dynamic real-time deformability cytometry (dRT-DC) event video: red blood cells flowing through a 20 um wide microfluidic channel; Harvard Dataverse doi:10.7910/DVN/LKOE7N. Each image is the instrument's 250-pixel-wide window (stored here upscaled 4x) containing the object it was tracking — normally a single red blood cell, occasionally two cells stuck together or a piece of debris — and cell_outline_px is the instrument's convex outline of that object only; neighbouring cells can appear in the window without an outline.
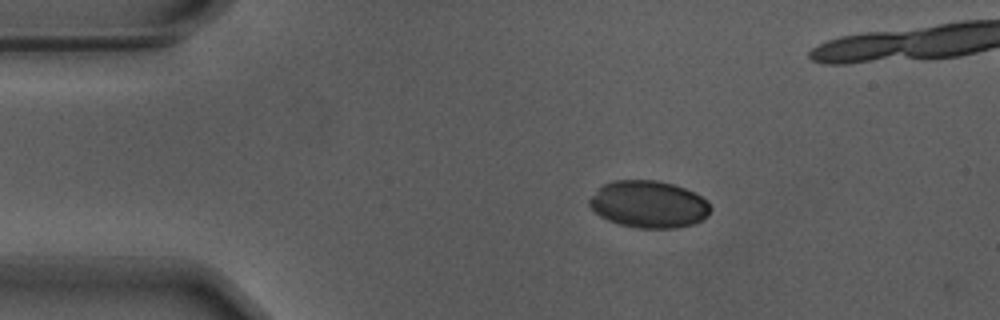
{"species": "Egyptian fruit bat (a non-hibernating species)", "species_latin": "Rousettus aegyptiacus", "temperature_condition": "warm", "stored_images_in_passage": 3, "camera_frame_rate_fps": 3000, "um_per_image_px": 0.085, "animal": {"sex": "male"}, "frame": {"image": 1, "passage_image": 1, "time_ms": 0.0, "image_size_px": [1000, 320], "cell_outline_px": [[712, 208], [708, 216], [704, 220], [692, 224], [676, 228], [636, 228], [620, 224], [608, 220], [600, 216], [588, 204], [588, 200], [604, 184], [612, 180], [656, 180], [672, 184], [684, 188], [700, 196]], "centroid_in_image_um": [55.14, 17.37], "position_along_channel_um": 29.9, "area_um2": 33.06}}